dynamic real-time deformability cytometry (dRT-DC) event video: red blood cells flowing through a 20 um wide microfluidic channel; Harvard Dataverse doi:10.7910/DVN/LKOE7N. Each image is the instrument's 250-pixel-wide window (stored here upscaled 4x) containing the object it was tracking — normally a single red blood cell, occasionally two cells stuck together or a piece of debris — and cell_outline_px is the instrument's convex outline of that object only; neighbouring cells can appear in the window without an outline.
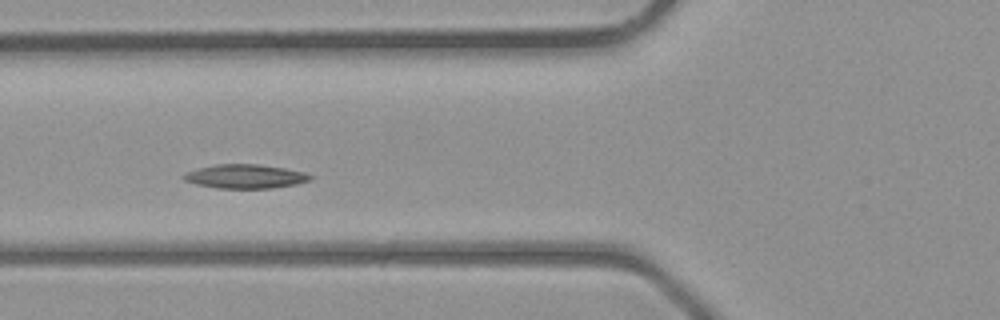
{"species": "common noctule bat (a hibernating species)", "species_latin": "Nyctalus noctula", "temperature_condition": "room temperature", "stored_images_in_passage": 5, "camera_frame_rate_fps": 3000, "um_per_image_px": 0.085, "animal": {"sex": "male", "body_mass_g": 23.1, "forearm_length_mm": 52.7}, "frame": {"image": 1, "passage_image": 5, "time_ms": 4.333, "image_size_px": [1000, 320], "cell_outline_px": [[312, 180], [296, 184], [272, 188], [216, 188], [196, 184], [184, 180], [180, 176], [184, 172], [216, 164], [256, 164], [284, 168], [304, 172], [312, 176]], "centroid_in_image_um": [20.82, 14.99], "position_along_channel_um": 105.0, "area_um2": 17.69}}